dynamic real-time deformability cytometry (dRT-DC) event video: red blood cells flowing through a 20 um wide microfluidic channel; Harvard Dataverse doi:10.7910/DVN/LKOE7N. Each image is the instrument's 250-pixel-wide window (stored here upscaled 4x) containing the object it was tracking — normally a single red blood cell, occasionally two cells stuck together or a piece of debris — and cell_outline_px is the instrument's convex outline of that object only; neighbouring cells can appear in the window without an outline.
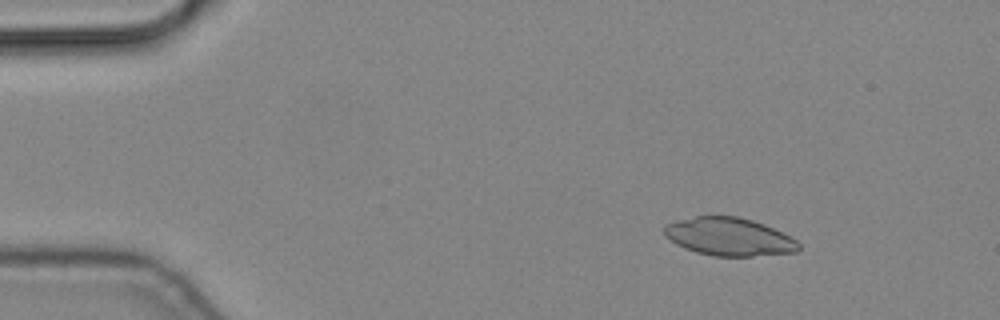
{"species": "common noctule bat (a hibernating species)", "species_latin": "Nyctalus noctula", "temperature_condition": "cold", "stored_images_in_passage": 5, "camera_frame_rate_fps": 3000, "um_per_image_px": 0.085, "animal": {"sex": "male", "body_mass_g": 19.2, "forearm_length_mm": 51.8}, "frame": {"image": 1, "passage_image": 3, "time_ms": 0.667, "image_size_px": [1000, 320], "cell_outline_px": [[800, 248], [796, 252], [752, 256], [712, 256], [696, 252], [684, 248], [676, 244], [664, 236], [664, 224], [676, 220], [696, 216], [736, 216], [752, 220], [764, 224], [796, 240], [800, 244]], "centroid_in_image_um": [61.92, 20.12], "position_along_channel_um": 23.1, "area_um2": 29.77}}